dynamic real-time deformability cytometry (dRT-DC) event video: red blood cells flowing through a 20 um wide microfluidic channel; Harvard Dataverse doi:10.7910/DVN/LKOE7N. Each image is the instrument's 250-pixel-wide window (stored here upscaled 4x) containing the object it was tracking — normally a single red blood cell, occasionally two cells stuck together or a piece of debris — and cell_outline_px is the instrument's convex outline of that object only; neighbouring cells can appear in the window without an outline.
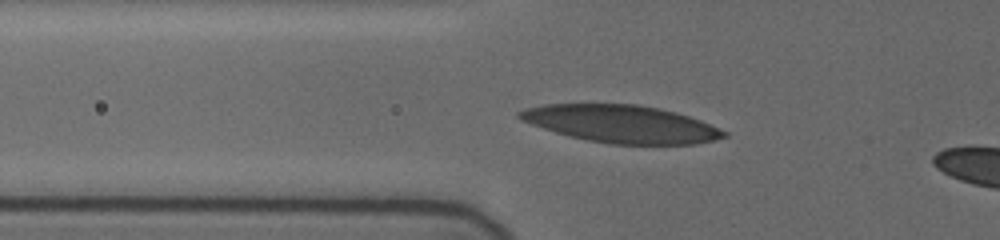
{"species": "human", "species_latin": "Homo sapiens", "temperature_condition": "cold", "stored_images_in_passage": 8, "camera_frame_rate_fps": 3000, "um_per_image_px": 0.085, "donor": {"sex": "female"}, "frame": {"image": 1, "passage_image": 2, "time_ms": 0.333, "image_size_px": [1000, 240], "cell_outline_px": [[728, 136], [696, 144], [612, 144], [588, 140], [556, 132], [520, 120], [516, 116], [516, 112], [524, 108], [544, 104], [636, 104], [676, 112], [700, 120], [728, 132]], "centroid_in_image_um": [52.79, 10.52], "position_along_channel_um": 73.0, "area_um2": 44.39}}